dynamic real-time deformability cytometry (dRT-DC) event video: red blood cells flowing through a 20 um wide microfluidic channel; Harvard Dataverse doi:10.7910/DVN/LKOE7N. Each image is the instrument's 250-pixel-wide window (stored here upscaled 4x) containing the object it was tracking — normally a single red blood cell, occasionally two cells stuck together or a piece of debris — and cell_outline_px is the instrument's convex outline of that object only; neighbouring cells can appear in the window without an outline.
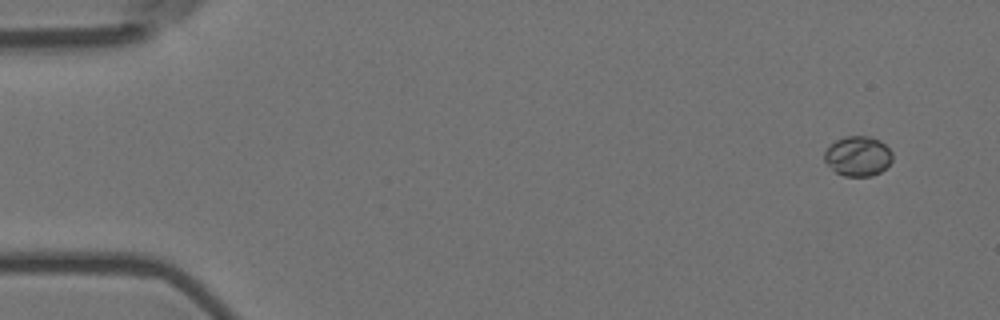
{"species": "Egyptian fruit bat (a non-hibernating species)", "species_latin": "Rousettus aegyptiacus", "temperature_condition": "room temperature", "stored_images_in_passage": 4, "camera_frame_rate_fps": 3000, "um_per_image_px": 0.085, "animal": {"sex": "female"}, "frame": {"image": 1, "passage_image": 1, "time_ms": 0.0, "image_size_px": [1000, 320], "cell_outline_px": [[892, 160], [880, 172], [872, 176], [844, 176], [836, 172], [824, 160], [824, 152], [836, 140], [844, 136], [872, 136], [880, 140], [892, 152]], "centroid_in_image_um": [72.93, 13.26], "position_along_channel_um": 12.1, "area_um2": 15.72}}
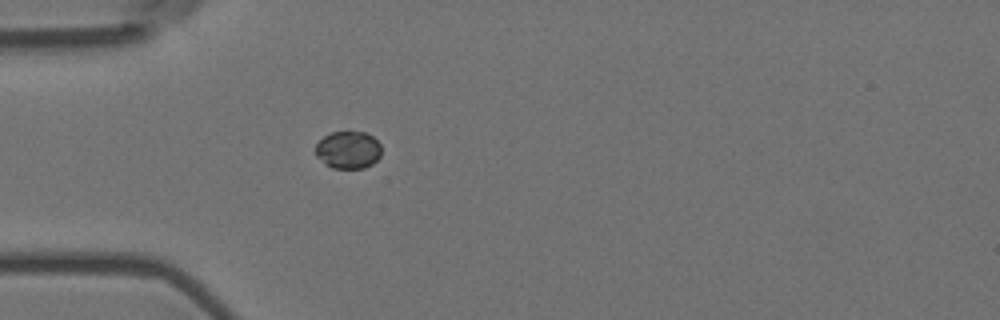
{"frame": {"image": 2, "passage_image": 4, "time_ms": 1.0, "image_size_px": [1000, 320], "cell_outline_px": [[380, 156], [372, 164], [364, 168], [332, 168], [324, 164], [316, 156], [316, 144], [324, 136], [332, 132], [364, 132], [372, 136], [380, 144]], "centroid_in_image_um": [29.58, 12.75], "position_along_channel_um": 55.4, "area_um2": 14.33}}